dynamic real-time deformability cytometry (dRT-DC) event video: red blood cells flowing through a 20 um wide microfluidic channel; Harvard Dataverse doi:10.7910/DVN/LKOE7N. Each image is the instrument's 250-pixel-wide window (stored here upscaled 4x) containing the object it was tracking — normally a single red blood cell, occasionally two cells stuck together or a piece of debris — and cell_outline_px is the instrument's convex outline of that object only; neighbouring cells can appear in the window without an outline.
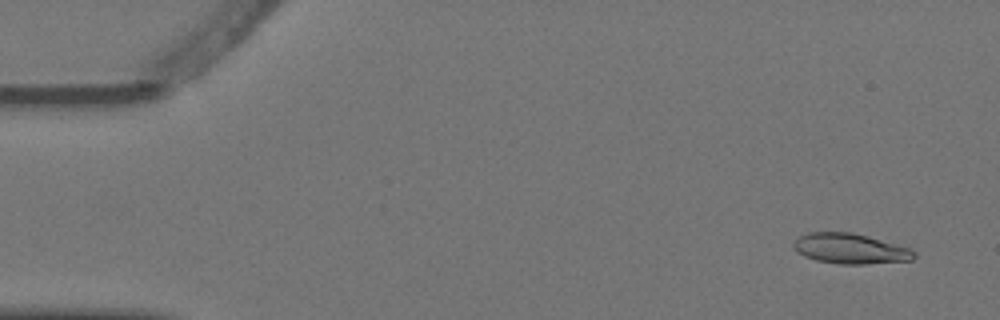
{"species": "Egyptian fruit bat (a non-hibernating species)", "species_latin": "Rousettus aegyptiacus", "temperature_condition": "warm", "stored_images_in_passage": 5, "segment_of_instrument_passage": [1, 2], "camera_frame_rate_fps": 3000, "um_per_image_px": 0.085, "animal": {"sex": "female"}, "frame": {"image": 1, "passage_image": 1, "time_ms": 0.0, "image_size_px": [1000, 320], "cell_outline_px": [[916, 256], [912, 260], [868, 264], [840, 264], [816, 260], [804, 256], [796, 252], [792, 244], [800, 236], [808, 232], [852, 232], [868, 236], [912, 248], [916, 252]], "centroid_in_image_um": [72.3, 21.13], "position_along_channel_um": 12.7, "area_um2": 21.44}}